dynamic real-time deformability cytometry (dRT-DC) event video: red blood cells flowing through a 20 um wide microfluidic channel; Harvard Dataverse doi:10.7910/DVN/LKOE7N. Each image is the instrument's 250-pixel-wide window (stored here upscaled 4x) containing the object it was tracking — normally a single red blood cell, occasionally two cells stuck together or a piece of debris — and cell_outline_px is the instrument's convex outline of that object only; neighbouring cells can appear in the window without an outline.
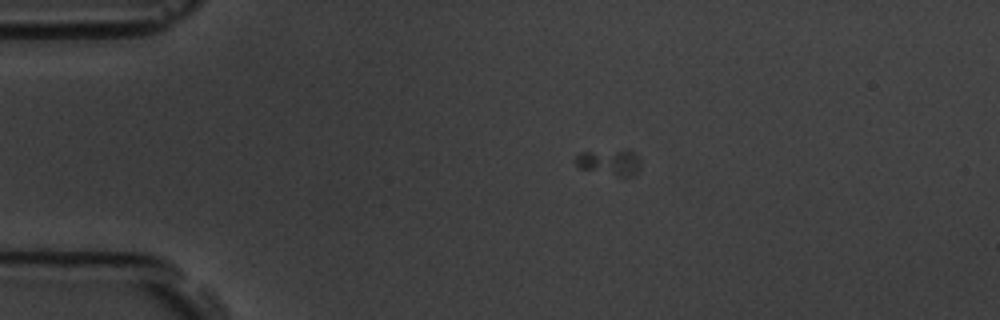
{"species": "common noctule bat (a hibernating species)", "species_latin": "Nyctalus noctula", "temperature_condition": "room temperature", "stored_images_in_passage": 10, "camera_frame_rate_fps": 3000, "um_per_image_px": 0.085, "animal": {"sex": "male", "body_mass_g": 19.5, "forearm_length_mm": 54.6}, "frame": {"image": 1, "passage_image": 4, "time_ms": 4.333, "image_size_px": [1000, 320], "cell_outline_px": [[640, 164], [636, 172], [632, 176], [620, 176], [580, 168], [572, 160], [580, 152], [628, 148], [636, 152]], "centroid_in_image_um": [51.81, 13.73], "position_along_channel_um": 33.2, "area_um2": 10.06}}